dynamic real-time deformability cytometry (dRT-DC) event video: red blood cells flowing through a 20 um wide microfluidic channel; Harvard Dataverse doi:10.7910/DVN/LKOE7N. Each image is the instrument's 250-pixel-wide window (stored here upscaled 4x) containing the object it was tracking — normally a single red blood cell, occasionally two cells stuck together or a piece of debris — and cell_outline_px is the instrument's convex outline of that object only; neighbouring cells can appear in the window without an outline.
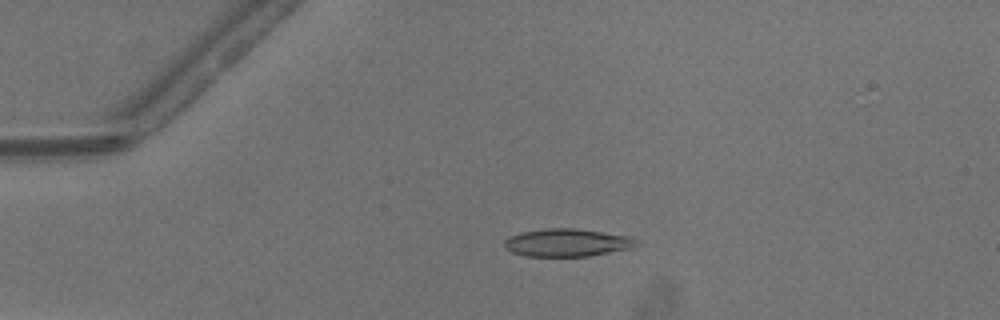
{"species": "common noctule bat (a hibernating species)", "species_latin": "Nyctalus noctula", "temperature_condition": "warm", "stored_images_in_passage": 41, "camera_frame_rate_fps": 3000, "um_per_image_px": 0.085, "animal": {"sex": "male", "body_mass_g": 13.3}, "frame": {"image": 1, "passage_image": 12, "time_ms": 3.667, "image_size_px": [1000, 320], "cell_outline_px": [[636, 240], [628, 248], [588, 256], [524, 256], [512, 252], [504, 248], [504, 240], [520, 232], [548, 228], [576, 228], [628, 236]], "centroid_in_image_um": [48.09, 20.62], "position_along_channel_um": 36.9, "area_um2": 20.92}}
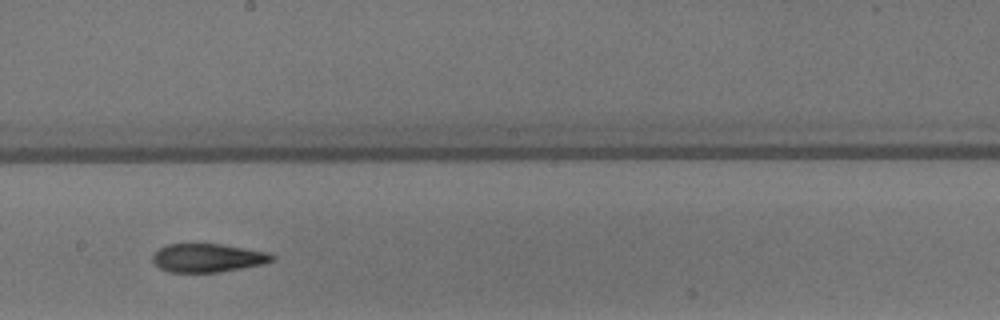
{"frame": {"image": 2, "passage_image": 29, "time_ms": 9.333, "image_size_px": [1000, 320], "cell_outline_px": [[276, 260], [264, 264], [220, 272], [168, 272], [160, 268], [152, 260], [152, 256], [160, 248], [168, 244], [220, 244], [244, 248], [264, 252], [276, 256]], "centroid_in_image_um": [17.67, 21.93], "position_along_channel_um": 230.5, "area_um2": 19.71}}
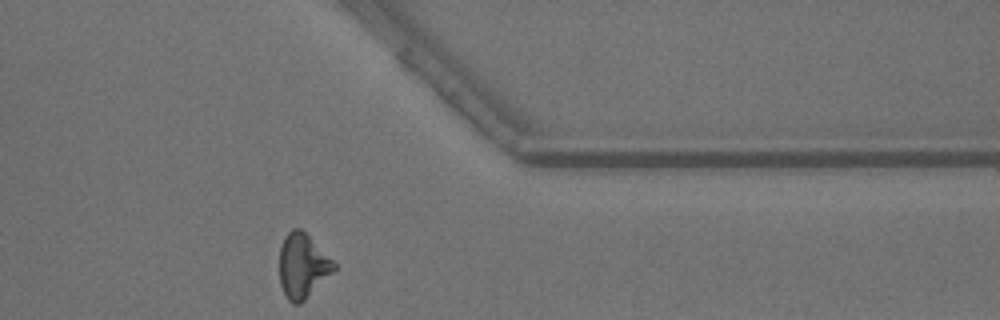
{"frame": {"image": 3, "passage_image": 41, "time_ms": 13.333, "image_size_px": [1000, 320], "cell_outline_px": [[336, 268], [300, 304], [292, 304], [288, 300], [280, 284], [280, 248], [284, 236], [292, 228], [300, 228], [336, 264]], "centroid_in_image_um": [25.69, 22.6], "position_along_channel_um": 385.7, "area_um2": 20.0}, "authors_computed_cell_mechanics": {"area_um2": 20.7502, "velocity_mm_per_s": 4.174, "shape_relaxation_time_tau1_ms": 6.1225, "shape_relaxation_time_tau2_ms": 4.1774, "deformation_change_tau1": 0.1895, "deformation_change_tau2": 0.1525}}